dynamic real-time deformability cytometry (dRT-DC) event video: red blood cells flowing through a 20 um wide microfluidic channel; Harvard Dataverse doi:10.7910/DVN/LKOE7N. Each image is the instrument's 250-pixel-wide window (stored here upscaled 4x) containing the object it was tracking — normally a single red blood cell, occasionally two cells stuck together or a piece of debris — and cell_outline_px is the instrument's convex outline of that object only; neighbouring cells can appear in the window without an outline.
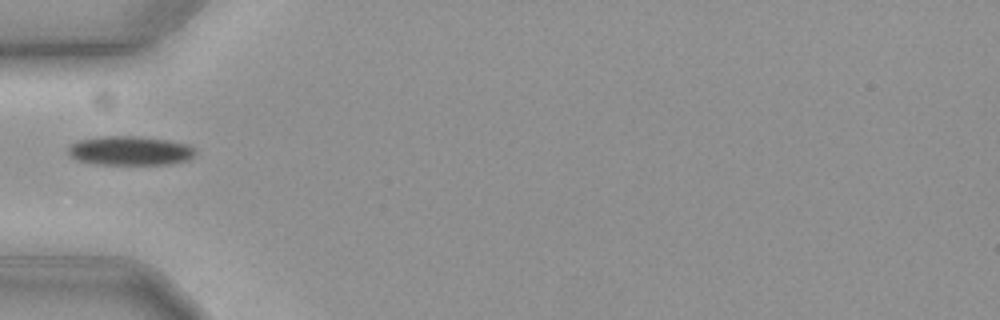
{"species": "common noctule bat (a hibernating species)", "species_latin": "Nyctalus noctula", "temperature_condition": "cold", "stored_images_in_passage": 3, "camera_frame_rate_fps": 3000, "um_per_image_px": 0.085, "animal": {"sex": "female", "body_mass_g": 19.3, "forearm_length_mm": 54.1}, "frame": {"image": 1, "passage_image": 1, "time_ms": 0.0, "image_size_px": [1000, 320], "cell_outline_px": [[196, 152], [188, 160], [172, 164], [100, 164], [80, 160], [72, 156], [68, 152], [68, 148], [72, 144], [80, 140], [100, 136], [140, 136], [168, 140], [184, 144], [192, 148]], "centroid_in_image_um": [11.07, 12.8], "position_along_channel_um": 73.9, "area_um2": 21.27}}